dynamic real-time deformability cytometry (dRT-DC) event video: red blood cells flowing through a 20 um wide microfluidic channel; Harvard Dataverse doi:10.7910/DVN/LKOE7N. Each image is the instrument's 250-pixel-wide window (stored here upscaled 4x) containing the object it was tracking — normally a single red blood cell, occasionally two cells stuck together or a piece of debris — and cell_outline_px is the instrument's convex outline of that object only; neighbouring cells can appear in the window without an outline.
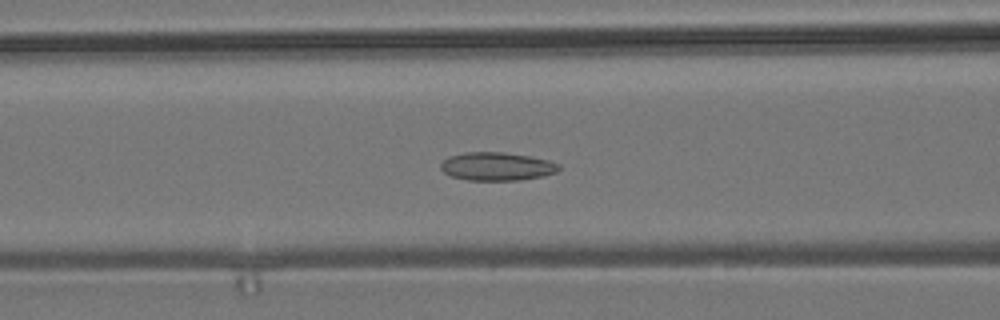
{"species": "common noctule bat (a hibernating species)", "species_latin": "Nyctalus noctula", "temperature_condition": "room temperature", "stored_images_in_passage": 53, "camera_frame_rate_fps": 3000, "um_per_image_px": 0.085, "animal": {"sex": "male", "body_mass_g": 19.2, "forearm_length_mm": 51.8}, "frame": {"image": 1, "passage_image": 21, "time_ms": 6.667, "image_size_px": [1000, 320], "cell_outline_px": [[560, 168], [556, 172], [544, 176], [520, 180], [468, 180], [452, 176], [444, 172], [440, 168], [440, 164], [448, 156], [464, 152], [504, 152], [528, 156], [548, 160], [560, 164]], "centroid_in_image_um": [42.23, 14.14], "position_along_channel_um": 124.4, "area_um2": 19.48}}
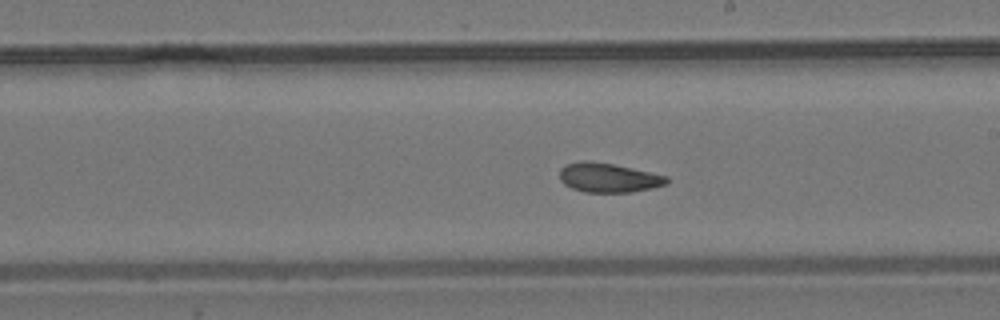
{"frame": {"image": 2, "passage_image": 30, "time_ms": 9.667, "image_size_px": [1000, 320], "cell_outline_px": [[668, 184], [652, 188], [632, 192], [584, 192], [572, 188], [564, 184], [560, 180], [560, 168], [564, 164], [580, 160], [588, 160], [612, 164], [632, 168], [668, 176]], "centroid_in_image_um": [51.69, 15.09], "position_along_channel_um": 237.3, "area_um2": 18.44}}
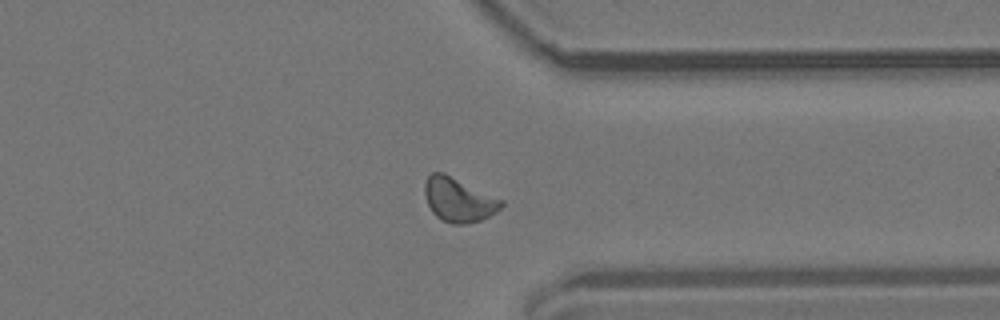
{"frame": {"image": 3, "passage_image": 41, "time_ms": 13.333, "image_size_px": [1000, 320], "cell_outline_px": [[504, 204], [496, 212], [480, 220], [464, 224], [452, 224], [440, 220], [432, 212], [424, 196], [424, 184], [428, 176], [432, 172], [444, 172], [504, 200]], "centroid_in_image_um": [38.96, 16.97], "position_along_channel_um": 372.4, "area_um2": 19.83}, "authors_computed_cell_mechanics": {"area_um2": 18.9006, "velocity_mm_per_s": 3.7688, "shape_relaxation_time_tau1_ms": null, "shape_relaxation_time_tau2_ms": 2.298, "deformation_change_tau1": null, "deformation_change_tau2": 0.0686}}